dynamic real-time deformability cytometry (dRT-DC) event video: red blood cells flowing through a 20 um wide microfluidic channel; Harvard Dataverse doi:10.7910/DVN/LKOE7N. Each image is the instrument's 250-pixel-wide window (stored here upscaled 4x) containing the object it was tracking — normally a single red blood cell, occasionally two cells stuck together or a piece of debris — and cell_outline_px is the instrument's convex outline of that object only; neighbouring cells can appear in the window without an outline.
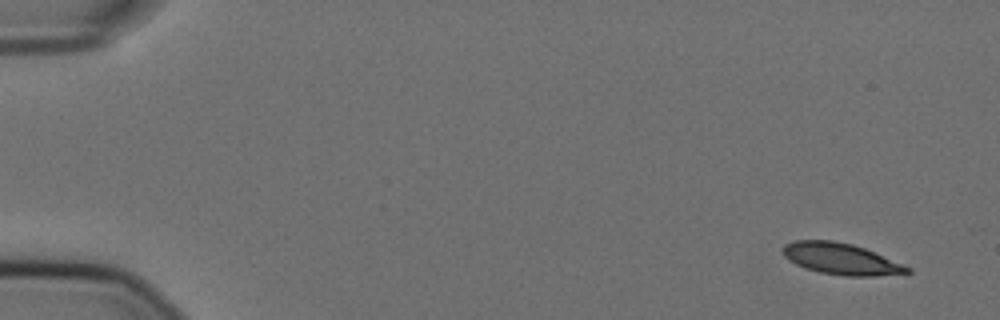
{"species": "Egyptian fruit bat (a non-hibernating species)", "species_latin": "Rousettus aegyptiacus", "temperature_condition": "cold", "stored_images_in_passage": 16, "camera_frame_rate_fps": 3000, "um_per_image_px": 0.085, "animal": {"sex": "female"}, "frame": {"image": 1, "passage_image": 1, "time_ms": 0.0, "image_size_px": [1000, 320], "cell_outline_px": [[912, 272], [876, 276], [844, 276], [820, 272], [804, 268], [788, 260], [784, 256], [780, 248], [784, 244], [796, 240], [832, 240], [852, 244], [864, 248], [912, 268]], "centroid_in_image_um": [71.44, 22.0], "position_along_channel_um": 13.6, "area_um2": 22.77}}
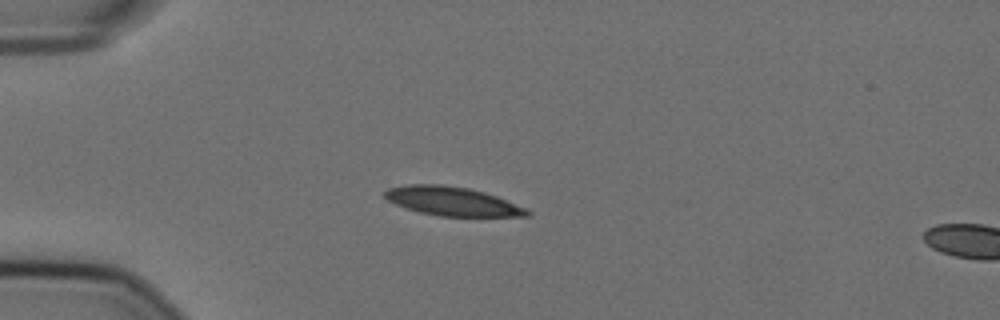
{"frame": {"image": 2, "passage_image": 13, "time_ms": 4.0, "image_size_px": [1000, 320], "cell_outline_px": [[532, 212], [528, 216], [440, 216], [420, 212], [396, 204], [388, 200], [384, 196], [384, 192], [388, 188], [404, 184], [444, 184], [468, 188], [484, 192], [496, 196], [528, 208]], "centroid_in_image_um": [38.46, 17.1], "position_along_channel_um": 46.5, "area_um2": 23.93}}